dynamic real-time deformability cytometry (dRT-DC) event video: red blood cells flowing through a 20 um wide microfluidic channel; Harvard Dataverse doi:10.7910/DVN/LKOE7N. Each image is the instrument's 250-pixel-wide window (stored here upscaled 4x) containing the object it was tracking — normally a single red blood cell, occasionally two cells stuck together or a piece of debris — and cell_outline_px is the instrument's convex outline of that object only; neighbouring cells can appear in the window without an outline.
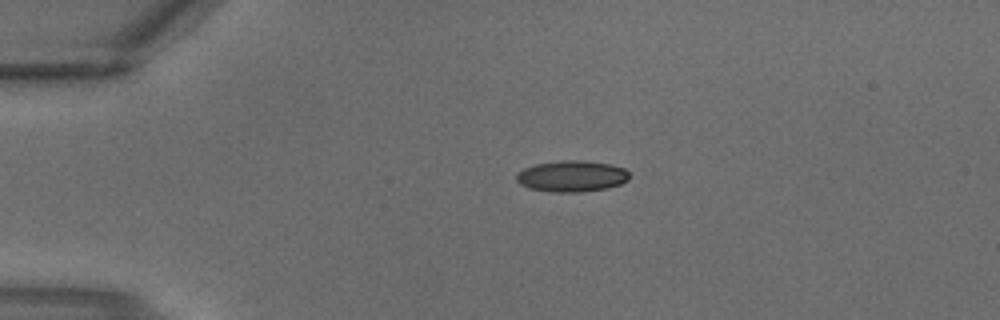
{"species": "common noctule bat (a hibernating species)", "species_latin": "Nyctalus noctula", "temperature_condition": "warm", "stored_images_in_passage": 3, "camera_frame_rate_fps": 3000, "um_per_image_px": 0.085, "animal": {"sex": "male", "body_mass_g": 18.8}, "frame": {"image": 1, "passage_image": 3, "time_ms": 0.667, "image_size_px": [1000, 320], "cell_outline_px": [[628, 180], [620, 184], [608, 188], [580, 192], [552, 192], [528, 188], [520, 184], [516, 180], [516, 176], [524, 168], [536, 164], [560, 160], [584, 160], [612, 164], [624, 168], [628, 172]], "centroid_in_image_um": [48.61, 14.97], "position_along_channel_um": 36.4, "area_um2": 20.63}}